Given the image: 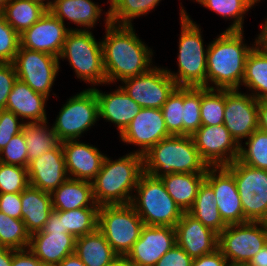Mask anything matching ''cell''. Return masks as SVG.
<instances>
[{
    "mask_svg": "<svg viewBox=\"0 0 267 266\" xmlns=\"http://www.w3.org/2000/svg\"><path fill=\"white\" fill-rule=\"evenodd\" d=\"M105 36L102 39L103 65L107 84L148 72L153 51L139 39L134 26L115 25L105 13Z\"/></svg>",
    "mask_w": 267,
    "mask_h": 266,
    "instance_id": "1",
    "label": "cell"
},
{
    "mask_svg": "<svg viewBox=\"0 0 267 266\" xmlns=\"http://www.w3.org/2000/svg\"><path fill=\"white\" fill-rule=\"evenodd\" d=\"M243 33V30H224L207 45L208 89H239L247 56L258 43L256 38L254 45L247 46Z\"/></svg>",
    "mask_w": 267,
    "mask_h": 266,
    "instance_id": "2",
    "label": "cell"
},
{
    "mask_svg": "<svg viewBox=\"0 0 267 266\" xmlns=\"http://www.w3.org/2000/svg\"><path fill=\"white\" fill-rule=\"evenodd\" d=\"M143 173V156L140 154L130 152L115 160L106 155L101 170L92 181L95 203L98 206L131 204L132 192Z\"/></svg>",
    "mask_w": 267,
    "mask_h": 266,
    "instance_id": "3",
    "label": "cell"
},
{
    "mask_svg": "<svg viewBox=\"0 0 267 266\" xmlns=\"http://www.w3.org/2000/svg\"><path fill=\"white\" fill-rule=\"evenodd\" d=\"M144 173L161 178L173 173H206L191 136H169L152 146L143 156Z\"/></svg>",
    "mask_w": 267,
    "mask_h": 266,
    "instance_id": "4",
    "label": "cell"
},
{
    "mask_svg": "<svg viewBox=\"0 0 267 266\" xmlns=\"http://www.w3.org/2000/svg\"><path fill=\"white\" fill-rule=\"evenodd\" d=\"M181 32L179 37L178 71L166 68L178 87L207 88V50L203 44L200 26L196 24L184 8L180 7Z\"/></svg>",
    "mask_w": 267,
    "mask_h": 266,
    "instance_id": "5",
    "label": "cell"
},
{
    "mask_svg": "<svg viewBox=\"0 0 267 266\" xmlns=\"http://www.w3.org/2000/svg\"><path fill=\"white\" fill-rule=\"evenodd\" d=\"M58 59H67L78 79L92 86L107 84L102 43L96 41L92 31L71 29Z\"/></svg>",
    "mask_w": 267,
    "mask_h": 266,
    "instance_id": "6",
    "label": "cell"
},
{
    "mask_svg": "<svg viewBox=\"0 0 267 266\" xmlns=\"http://www.w3.org/2000/svg\"><path fill=\"white\" fill-rule=\"evenodd\" d=\"M131 205L144 225L175 227L183 211L168 194L160 178L143 173L135 188Z\"/></svg>",
    "mask_w": 267,
    "mask_h": 266,
    "instance_id": "7",
    "label": "cell"
},
{
    "mask_svg": "<svg viewBox=\"0 0 267 266\" xmlns=\"http://www.w3.org/2000/svg\"><path fill=\"white\" fill-rule=\"evenodd\" d=\"M143 226L144 222L131 204L99 206L97 229L119 257L125 258L131 251Z\"/></svg>",
    "mask_w": 267,
    "mask_h": 266,
    "instance_id": "8",
    "label": "cell"
},
{
    "mask_svg": "<svg viewBox=\"0 0 267 266\" xmlns=\"http://www.w3.org/2000/svg\"><path fill=\"white\" fill-rule=\"evenodd\" d=\"M99 119L98 100L91 87L69 98L57 115L53 131L60 142L79 140Z\"/></svg>",
    "mask_w": 267,
    "mask_h": 266,
    "instance_id": "9",
    "label": "cell"
},
{
    "mask_svg": "<svg viewBox=\"0 0 267 266\" xmlns=\"http://www.w3.org/2000/svg\"><path fill=\"white\" fill-rule=\"evenodd\" d=\"M225 167L234 176L244 218L267 222V170L248 166L238 159Z\"/></svg>",
    "mask_w": 267,
    "mask_h": 266,
    "instance_id": "10",
    "label": "cell"
},
{
    "mask_svg": "<svg viewBox=\"0 0 267 266\" xmlns=\"http://www.w3.org/2000/svg\"><path fill=\"white\" fill-rule=\"evenodd\" d=\"M267 243V222L228 225L218 235V248L228 263L248 264Z\"/></svg>",
    "mask_w": 267,
    "mask_h": 266,
    "instance_id": "11",
    "label": "cell"
},
{
    "mask_svg": "<svg viewBox=\"0 0 267 266\" xmlns=\"http://www.w3.org/2000/svg\"><path fill=\"white\" fill-rule=\"evenodd\" d=\"M122 89L141 108L161 109L178 87L166 68L154 65L148 72L121 81Z\"/></svg>",
    "mask_w": 267,
    "mask_h": 266,
    "instance_id": "12",
    "label": "cell"
},
{
    "mask_svg": "<svg viewBox=\"0 0 267 266\" xmlns=\"http://www.w3.org/2000/svg\"><path fill=\"white\" fill-rule=\"evenodd\" d=\"M59 59L44 52L20 47L13 62L18 79L34 92L49 97L59 70Z\"/></svg>",
    "mask_w": 267,
    "mask_h": 266,
    "instance_id": "13",
    "label": "cell"
},
{
    "mask_svg": "<svg viewBox=\"0 0 267 266\" xmlns=\"http://www.w3.org/2000/svg\"><path fill=\"white\" fill-rule=\"evenodd\" d=\"M191 137L208 167L227 166L239 157L240 145L224 124L201 126Z\"/></svg>",
    "mask_w": 267,
    "mask_h": 266,
    "instance_id": "14",
    "label": "cell"
},
{
    "mask_svg": "<svg viewBox=\"0 0 267 266\" xmlns=\"http://www.w3.org/2000/svg\"><path fill=\"white\" fill-rule=\"evenodd\" d=\"M258 102L250 93L225 89L224 125L239 145L258 129Z\"/></svg>",
    "mask_w": 267,
    "mask_h": 266,
    "instance_id": "15",
    "label": "cell"
},
{
    "mask_svg": "<svg viewBox=\"0 0 267 266\" xmlns=\"http://www.w3.org/2000/svg\"><path fill=\"white\" fill-rule=\"evenodd\" d=\"M205 180L212 186L215 203L227 225L248 222L244 218L241 199L233 174L225 167H208Z\"/></svg>",
    "mask_w": 267,
    "mask_h": 266,
    "instance_id": "16",
    "label": "cell"
},
{
    "mask_svg": "<svg viewBox=\"0 0 267 266\" xmlns=\"http://www.w3.org/2000/svg\"><path fill=\"white\" fill-rule=\"evenodd\" d=\"M175 244V227L144 225L125 258L133 266H154Z\"/></svg>",
    "mask_w": 267,
    "mask_h": 266,
    "instance_id": "17",
    "label": "cell"
},
{
    "mask_svg": "<svg viewBox=\"0 0 267 266\" xmlns=\"http://www.w3.org/2000/svg\"><path fill=\"white\" fill-rule=\"evenodd\" d=\"M119 136L126 144L138 145L139 149L134 152L144 156L152 146L171 135L166 128L161 109L141 108Z\"/></svg>",
    "mask_w": 267,
    "mask_h": 266,
    "instance_id": "18",
    "label": "cell"
},
{
    "mask_svg": "<svg viewBox=\"0 0 267 266\" xmlns=\"http://www.w3.org/2000/svg\"><path fill=\"white\" fill-rule=\"evenodd\" d=\"M49 10L30 28L20 34V47L59 57L68 32Z\"/></svg>",
    "mask_w": 267,
    "mask_h": 266,
    "instance_id": "19",
    "label": "cell"
},
{
    "mask_svg": "<svg viewBox=\"0 0 267 266\" xmlns=\"http://www.w3.org/2000/svg\"><path fill=\"white\" fill-rule=\"evenodd\" d=\"M27 172L30 186L52 193L69 178L62 144L30 161Z\"/></svg>",
    "mask_w": 267,
    "mask_h": 266,
    "instance_id": "20",
    "label": "cell"
},
{
    "mask_svg": "<svg viewBox=\"0 0 267 266\" xmlns=\"http://www.w3.org/2000/svg\"><path fill=\"white\" fill-rule=\"evenodd\" d=\"M68 177L92 182L101 170L105 154L89 143L80 140L61 142Z\"/></svg>",
    "mask_w": 267,
    "mask_h": 266,
    "instance_id": "21",
    "label": "cell"
},
{
    "mask_svg": "<svg viewBox=\"0 0 267 266\" xmlns=\"http://www.w3.org/2000/svg\"><path fill=\"white\" fill-rule=\"evenodd\" d=\"M175 231L176 244L193 259L218 248V234L188 212L183 213L175 226Z\"/></svg>",
    "mask_w": 267,
    "mask_h": 266,
    "instance_id": "22",
    "label": "cell"
},
{
    "mask_svg": "<svg viewBox=\"0 0 267 266\" xmlns=\"http://www.w3.org/2000/svg\"><path fill=\"white\" fill-rule=\"evenodd\" d=\"M98 100L99 118L115 124L119 135L127 128L141 107L130 98L121 85L113 92H102L92 87Z\"/></svg>",
    "mask_w": 267,
    "mask_h": 266,
    "instance_id": "23",
    "label": "cell"
},
{
    "mask_svg": "<svg viewBox=\"0 0 267 266\" xmlns=\"http://www.w3.org/2000/svg\"><path fill=\"white\" fill-rule=\"evenodd\" d=\"M76 238L57 231L36 232L31 235L28 249L46 266H56L74 254Z\"/></svg>",
    "mask_w": 267,
    "mask_h": 266,
    "instance_id": "24",
    "label": "cell"
},
{
    "mask_svg": "<svg viewBox=\"0 0 267 266\" xmlns=\"http://www.w3.org/2000/svg\"><path fill=\"white\" fill-rule=\"evenodd\" d=\"M49 98L34 92L25 82L17 79L6 103L7 110L13 112L22 121L30 122L47 121L46 102ZM30 120V121H29Z\"/></svg>",
    "mask_w": 267,
    "mask_h": 266,
    "instance_id": "25",
    "label": "cell"
},
{
    "mask_svg": "<svg viewBox=\"0 0 267 266\" xmlns=\"http://www.w3.org/2000/svg\"><path fill=\"white\" fill-rule=\"evenodd\" d=\"M21 202L22 220L27 232L32 235L42 231L53 211L51 193L29 185L21 193Z\"/></svg>",
    "mask_w": 267,
    "mask_h": 266,
    "instance_id": "26",
    "label": "cell"
},
{
    "mask_svg": "<svg viewBox=\"0 0 267 266\" xmlns=\"http://www.w3.org/2000/svg\"><path fill=\"white\" fill-rule=\"evenodd\" d=\"M55 211L99 208L93 198L92 182L68 178L51 193Z\"/></svg>",
    "mask_w": 267,
    "mask_h": 266,
    "instance_id": "27",
    "label": "cell"
},
{
    "mask_svg": "<svg viewBox=\"0 0 267 266\" xmlns=\"http://www.w3.org/2000/svg\"><path fill=\"white\" fill-rule=\"evenodd\" d=\"M101 8L92 0H52L48 10L63 24L66 18L78 27H85L84 30H91L102 15Z\"/></svg>",
    "mask_w": 267,
    "mask_h": 266,
    "instance_id": "28",
    "label": "cell"
},
{
    "mask_svg": "<svg viewBox=\"0 0 267 266\" xmlns=\"http://www.w3.org/2000/svg\"><path fill=\"white\" fill-rule=\"evenodd\" d=\"M74 253L86 266H110L119 258L98 229L77 237Z\"/></svg>",
    "mask_w": 267,
    "mask_h": 266,
    "instance_id": "29",
    "label": "cell"
},
{
    "mask_svg": "<svg viewBox=\"0 0 267 266\" xmlns=\"http://www.w3.org/2000/svg\"><path fill=\"white\" fill-rule=\"evenodd\" d=\"M205 177L206 173H173L160 179L179 208L183 212H188Z\"/></svg>",
    "mask_w": 267,
    "mask_h": 266,
    "instance_id": "30",
    "label": "cell"
},
{
    "mask_svg": "<svg viewBox=\"0 0 267 266\" xmlns=\"http://www.w3.org/2000/svg\"><path fill=\"white\" fill-rule=\"evenodd\" d=\"M257 100H267V47L257 43L247 56L241 86ZM254 92V93H253Z\"/></svg>",
    "mask_w": 267,
    "mask_h": 266,
    "instance_id": "31",
    "label": "cell"
},
{
    "mask_svg": "<svg viewBox=\"0 0 267 266\" xmlns=\"http://www.w3.org/2000/svg\"><path fill=\"white\" fill-rule=\"evenodd\" d=\"M215 198L212 186L204 180L188 213L219 235L228 225L220 215Z\"/></svg>",
    "mask_w": 267,
    "mask_h": 266,
    "instance_id": "32",
    "label": "cell"
},
{
    "mask_svg": "<svg viewBox=\"0 0 267 266\" xmlns=\"http://www.w3.org/2000/svg\"><path fill=\"white\" fill-rule=\"evenodd\" d=\"M48 9L32 0H9L1 11L5 20L21 34L36 23Z\"/></svg>",
    "mask_w": 267,
    "mask_h": 266,
    "instance_id": "33",
    "label": "cell"
},
{
    "mask_svg": "<svg viewBox=\"0 0 267 266\" xmlns=\"http://www.w3.org/2000/svg\"><path fill=\"white\" fill-rule=\"evenodd\" d=\"M47 124H49L48 121L25 122L23 125L22 132L27 146L28 164L61 143L53 128H50Z\"/></svg>",
    "mask_w": 267,
    "mask_h": 266,
    "instance_id": "34",
    "label": "cell"
},
{
    "mask_svg": "<svg viewBox=\"0 0 267 266\" xmlns=\"http://www.w3.org/2000/svg\"><path fill=\"white\" fill-rule=\"evenodd\" d=\"M261 0H197L204 6L225 19H232L226 30H243L244 15Z\"/></svg>",
    "mask_w": 267,
    "mask_h": 266,
    "instance_id": "35",
    "label": "cell"
},
{
    "mask_svg": "<svg viewBox=\"0 0 267 266\" xmlns=\"http://www.w3.org/2000/svg\"><path fill=\"white\" fill-rule=\"evenodd\" d=\"M161 0H109L110 22L115 25L132 26L136 17L155 9Z\"/></svg>",
    "mask_w": 267,
    "mask_h": 266,
    "instance_id": "36",
    "label": "cell"
},
{
    "mask_svg": "<svg viewBox=\"0 0 267 266\" xmlns=\"http://www.w3.org/2000/svg\"><path fill=\"white\" fill-rule=\"evenodd\" d=\"M99 208H77L56 211L63 219L64 228L75 238L92 233L97 229Z\"/></svg>",
    "mask_w": 267,
    "mask_h": 266,
    "instance_id": "37",
    "label": "cell"
},
{
    "mask_svg": "<svg viewBox=\"0 0 267 266\" xmlns=\"http://www.w3.org/2000/svg\"><path fill=\"white\" fill-rule=\"evenodd\" d=\"M31 235L22 219L7 216L0 211V243L13 250L28 249Z\"/></svg>",
    "mask_w": 267,
    "mask_h": 266,
    "instance_id": "38",
    "label": "cell"
},
{
    "mask_svg": "<svg viewBox=\"0 0 267 266\" xmlns=\"http://www.w3.org/2000/svg\"><path fill=\"white\" fill-rule=\"evenodd\" d=\"M225 89L202 87L201 123L202 126L224 124Z\"/></svg>",
    "mask_w": 267,
    "mask_h": 266,
    "instance_id": "39",
    "label": "cell"
},
{
    "mask_svg": "<svg viewBox=\"0 0 267 266\" xmlns=\"http://www.w3.org/2000/svg\"><path fill=\"white\" fill-rule=\"evenodd\" d=\"M245 145H240L238 160L248 166L267 170V133L255 130Z\"/></svg>",
    "mask_w": 267,
    "mask_h": 266,
    "instance_id": "40",
    "label": "cell"
},
{
    "mask_svg": "<svg viewBox=\"0 0 267 266\" xmlns=\"http://www.w3.org/2000/svg\"><path fill=\"white\" fill-rule=\"evenodd\" d=\"M184 87H177L161 108L168 133L183 135Z\"/></svg>",
    "mask_w": 267,
    "mask_h": 266,
    "instance_id": "41",
    "label": "cell"
},
{
    "mask_svg": "<svg viewBox=\"0 0 267 266\" xmlns=\"http://www.w3.org/2000/svg\"><path fill=\"white\" fill-rule=\"evenodd\" d=\"M202 87H184L183 135L192 136L201 126Z\"/></svg>",
    "mask_w": 267,
    "mask_h": 266,
    "instance_id": "42",
    "label": "cell"
},
{
    "mask_svg": "<svg viewBox=\"0 0 267 266\" xmlns=\"http://www.w3.org/2000/svg\"><path fill=\"white\" fill-rule=\"evenodd\" d=\"M28 186L27 168L0 162V193H22Z\"/></svg>",
    "mask_w": 267,
    "mask_h": 266,
    "instance_id": "43",
    "label": "cell"
},
{
    "mask_svg": "<svg viewBox=\"0 0 267 266\" xmlns=\"http://www.w3.org/2000/svg\"><path fill=\"white\" fill-rule=\"evenodd\" d=\"M20 48V34L0 12V63H13Z\"/></svg>",
    "mask_w": 267,
    "mask_h": 266,
    "instance_id": "44",
    "label": "cell"
},
{
    "mask_svg": "<svg viewBox=\"0 0 267 266\" xmlns=\"http://www.w3.org/2000/svg\"><path fill=\"white\" fill-rule=\"evenodd\" d=\"M0 162L28 167V152L23 132L16 134L0 151Z\"/></svg>",
    "mask_w": 267,
    "mask_h": 266,
    "instance_id": "45",
    "label": "cell"
},
{
    "mask_svg": "<svg viewBox=\"0 0 267 266\" xmlns=\"http://www.w3.org/2000/svg\"><path fill=\"white\" fill-rule=\"evenodd\" d=\"M19 117L13 112L0 110V151L10 142L18 133L22 132L25 122L18 121Z\"/></svg>",
    "mask_w": 267,
    "mask_h": 266,
    "instance_id": "46",
    "label": "cell"
},
{
    "mask_svg": "<svg viewBox=\"0 0 267 266\" xmlns=\"http://www.w3.org/2000/svg\"><path fill=\"white\" fill-rule=\"evenodd\" d=\"M17 79L13 63H0V110L6 108L8 96Z\"/></svg>",
    "mask_w": 267,
    "mask_h": 266,
    "instance_id": "47",
    "label": "cell"
},
{
    "mask_svg": "<svg viewBox=\"0 0 267 266\" xmlns=\"http://www.w3.org/2000/svg\"><path fill=\"white\" fill-rule=\"evenodd\" d=\"M192 262L193 258L175 244L154 266H191Z\"/></svg>",
    "mask_w": 267,
    "mask_h": 266,
    "instance_id": "48",
    "label": "cell"
},
{
    "mask_svg": "<svg viewBox=\"0 0 267 266\" xmlns=\"http://www.w3.org/2000/svg\"><path fill=\"white\" fill-rule=\"evenodd\" d=\"M0 211L7 216L22 219L21 193H0Z\"/></svg>",
    "mask_w": 267,
    "mask_h": 266,
    "instance_id": "49",
    "label": "cell"
},
{
    "mask_svg": "<svg viewBox=\"0 0 267 266\" xmlns=\"http://www.w3.org/2000/svg\"><path fill=\"white\" fill-rule=\"evenodd\" d=\"M227 259L223 256L219 248L209 254L194 258L191 266H226Z\"/></svg>",
    "mask_w": 267,
    "mask_h": 266,
    "instance_id": "50",
    "label": "cell"
},
{
    "mask_svg": "<svg viewBox=\"0 0 267 266\" xmlns=\"http://www.w3.org/2000/svg\"><path fill=\"white\" fill-rule=\"evenodd\" d=\"M12 266H46L29 249L13 250Z\"/></svg>",
    "mask_w": 267,
    "mask_h": 266,
    "instance_id": "51",
    "label": "cell"
},
{
    "mask_svg": "<svg viewBox=\"0 0 267 266\" xmlns=\"http://www.w3.org/2000/svg\"><path fill=\"white\" fill-rule=\"evenodd\" d=\"M42 231L44 233H51L52 231H57L64 234H70L67 229L64 228L63 219L55 210L51 212Z\"/></svg>",
    "mask_w": 267,
    "mask_h": 266,
    "instance_id": "52",
    "label": "cell"
},
{
    "mask_svg": "<svg viewBox=\"0 0 267 266\" xmlns=\"http://www.w3.org/2000/svg\"><path fill=\"white\" fill-rule=\"evenodd\" d=\"M258 129L267 133V100L258 102Z\"/></svg>",
    "mask_w": 267,
    "mask_h": 266,
    "instance_id": "53",
    "label": "cell"
},
{
    "mask_svg": "<svg viewBox=\"0 0 267 266\" xmlns=\"http://www.w3.org/2000/svg\"><path fill=\"white\" fill-rule=\"evenodd\" d=\"M248 266H267V243L252 257Z\"/></svg>",
    "mask_w": 267,
    "mask_h": 266,
    "instance_id": "54",
    "label": "cell"
},
{
    "mask_svg": "<svg viewBox=\"0 0 267 266\" xmlns=\"http://www.w3.org/2000/svg\"><path fill=\"white\" fill-rule=\"evenodd\" d=\"M13 249L0 246V266H12Z\"/></svg>",
    "mask_w": 267,
    "mask_h": 266,
    "instance_id": "55",
    "label": "cell"
},
{
    "mask_svg": "<svg viewBox=\"0 0 267 266\" xmlns=\"http://www.w3.org/2000/svg\"><path fill=\"white\" fill-rule=\"evenodd\" d=\"M56 266H86L80 258L74 253L65 257L58 265Z\"/></svg>",
    "mask_w": 267,
    "mask_h": 266,
    "instance_id": "56",
    "label": "cell"
},
{
    "mask_svg": "<svg viewBox=\"0 0 267 266\" xmlns=\"http://www.w3.org/2000/svg\"><path fill=\"white\" fill-rule=\"evenodd\" d=\"M261 27V32L259 35H257L258 43L267 47V18Z\"/></svg>",
    "mask_w": 267,
    "mask_h": 266,
    "instance_id": "57",
    "label": "cell"
},
{
    "mask_svg": "<svg viewBox=\"0 0 267 266\" xmlns=\"http://www.w3.org/2000/svg\"><path fill=\"white\" fill-rule=\"evenodd\" d=\"M110 266H133L126 258L119 257L112 265Z\"/></svg>",
    "mask_w": 267,
    "mask_h": 266,
    "instance_id": "58",
    "label": "cell"
},
{
    "mask_svg": "<svg viewBox=\"0 0 267 266\" xmlns=\"http://www.w3.org/2000/svg\"><path fill=\"white\" fill-rule=\"evenodd\" d=\"M32 1H35V2H38V3L42 4L47 9H49L51 7V4H52V0L51 1L50 0H32Z\"/></svg>",
    "mask_w": 267,
    "mask_h": 266,
    "instance_id": "59",
    "label": "cell"
},
{
    "mask_svg": "<svg viewBox=\"0 0 267 266\" xmlns=\"http://www.w3.org/2000/svg\"><path fill=\"white\" fill-rule=\"evenodd\" d=\"M9 0H0V12L4 9V6L8 3Z\"/></svg>",
    "mask_w": 267,
    "mask_h": 266,
    "instance_id": "60",
    "label": "cell"
},
{
    "mask_svg": "<svg viewBox=\"0 0 267 266\" xmlns=\"http://www.w3.org/2000/svg\"><path fill=\"white\" fill-rule=\"evenodd\" d=\"M226 266H248V264H242V263H227Z\"/></svg>",
    "mask_w": 267,
    "mask_h": 266,
    "instance_id": "61",
    "label": "cell"
}]
</instances>
